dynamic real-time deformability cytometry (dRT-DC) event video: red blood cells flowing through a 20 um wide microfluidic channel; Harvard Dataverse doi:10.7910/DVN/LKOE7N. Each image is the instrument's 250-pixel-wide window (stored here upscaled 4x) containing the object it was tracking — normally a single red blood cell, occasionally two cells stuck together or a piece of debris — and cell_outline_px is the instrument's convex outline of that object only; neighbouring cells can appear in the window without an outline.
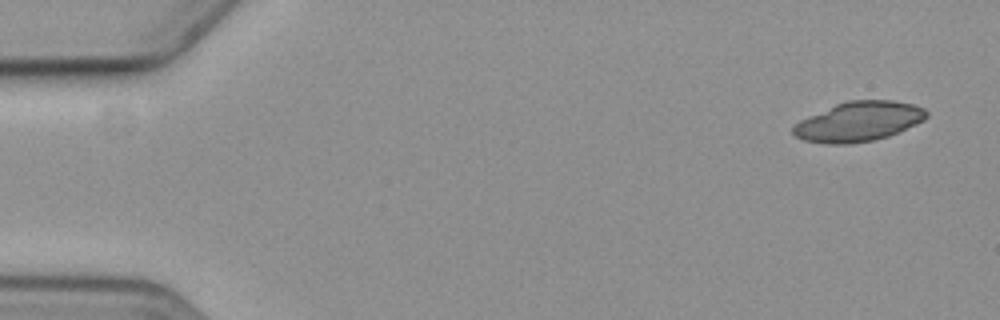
{"species": "common noctule bat (a hibernating species)", "species_latin": "Nyctalus noctula", "temperature_condition": "cold", "stored_images_in_passage": 10, "camera_frame_rate_fps": 3000, "um_per_image_px": 0.085, "animal": {"sex": "female", "body_mass_g": 19.3, "forearm_length_mm": 54.1}, "frame": {"image": 1, "passage_image": 1, "time_ms": 0.0, "image_size_px": [1000, 320], "cell_outline_px": [[928, 116], [924, 120], [916, 124], [888, 136], [872, 140], [848, 144], [828, 144], [804, 140], [796, 136], [792, 132], [792, 128], [800, 120], [836, 104], [848, 100], [892, 100], [912, 104], [924, 108], [928, 112]], "centroid_in_image_um": [73.0, 10.33], "position_along_channel_um": 12.0, "area_um2": 30.58}}